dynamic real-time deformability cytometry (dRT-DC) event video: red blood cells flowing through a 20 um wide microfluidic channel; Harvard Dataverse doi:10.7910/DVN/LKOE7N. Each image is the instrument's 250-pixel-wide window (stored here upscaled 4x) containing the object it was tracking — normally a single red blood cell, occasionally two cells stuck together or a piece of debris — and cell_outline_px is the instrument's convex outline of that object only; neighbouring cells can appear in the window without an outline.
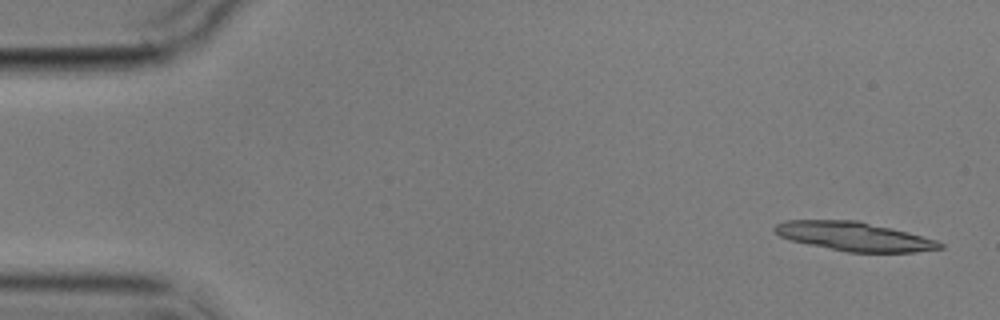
{"species": "common noctule bat (a hibernating species)", "species_latin": "Nyctalus noctula", "temperature_condition": "cold", "stored_images_in_passage": 5, "camera_frame_rate_fps": 3000, "um_per_image_px": 0.085, "animal": {"sex": "male", "body_mass_g": 17.9}, "frame": {"image": 1, "passage_image": 1, "time_ms": 0.0, "image_size_px": [1000, 320], "cell_outline_px": [[944, 248], [916, 252], [848, 252], [808, 244], [792, 240], [780, 236], [772, 228], [776, 224], [784, 220], [856, 220], [892, 228], [908, 232], [936, 240], [944, 244]], "centroid_in_image_um": [72.62, 20.09], "position_along_channel_um": 12.4, "area_um2": 27.69}}